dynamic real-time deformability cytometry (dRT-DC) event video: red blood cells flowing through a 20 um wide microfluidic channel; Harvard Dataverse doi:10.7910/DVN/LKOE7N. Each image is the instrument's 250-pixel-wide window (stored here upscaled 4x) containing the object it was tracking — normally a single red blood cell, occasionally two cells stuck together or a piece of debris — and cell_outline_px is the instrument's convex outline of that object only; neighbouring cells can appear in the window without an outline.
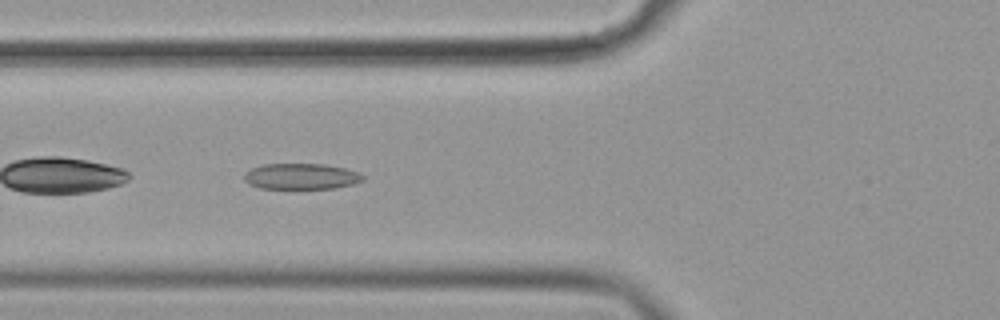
{"species": "common noctule bat (a hibernating species)", "species_latin": "Nyctalus noctula", "temperature_condition": "cold", "stored_images_in_passage": 36, "camera_frame_rate_fps": 3000, "um_per_image_px": 0.085, "animal": {"sex": "female", "body_mass_g": 19.9}, "frame": {"image": 1, "passage_image": 4, "time_ms": 1.0, "image_size_px": [1000, 320], "cell_outline_px": [[364, 180], [352, 184], [332, 188], [260, 188], [248, 184], [244, 180], [244, 172], [252, 168], [264, 164], [324, 164], [344, 168], [360, 172], [364, 176]], "centroid_in_image_um": [25.58, 14.98], "position_along_channel_um": 100.2, "area_um2": 17.86}}
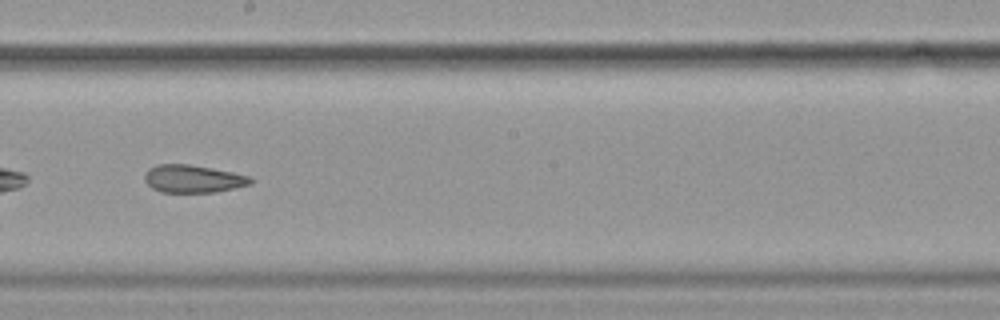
{"frame": {"image": 2, "passage_image": 15, "time_ms": 4.667, "image_size_px": [1000, 320], "cell_outline_px": [[256, 180], [252, 184], [216, 192], [160, 192], [152, 188], [144, 180], [144, 176], [148, 168], [156, 164], [188, 164], [232, 172], [248, 176]], "centroid_in_image_um": [16.4, 15.2], "position_along_channel_um": 231.8, "area_um2": 17.17}}
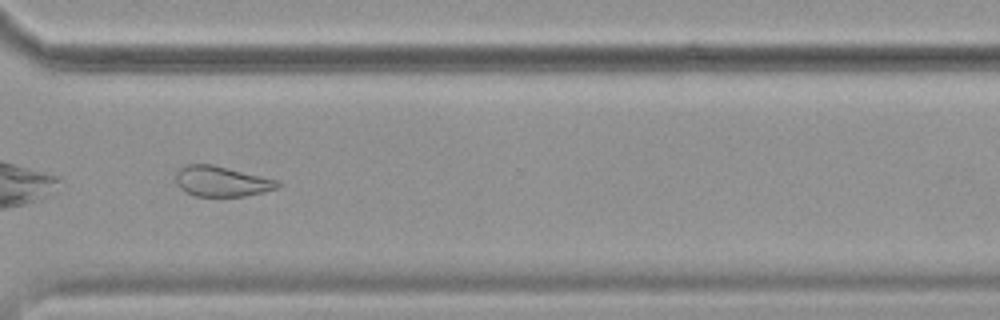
{"frame": {"image": 3, "passage_image": 25, "time_ms": 8.0, "image_size_px": [1000, 320], "cell_outline_px": [[284, 184], [280, 188], [264, 192], [244, 196], [196, 196], [184, 192], [180, 188], [176, 180], [176, 172], [184, 164], [212, 164], [280, 180]], "centroid_in_image_um": [18.89, 15.41], "position_along_channel_um": 351.7, "area_um2": 18.32}, "authors_computed_cell_mechanics": {"area_um2": 17.9469, "velocity_mm_per_s": 3.5873, "shape_relaxation_time_tau1_ms": 10.1499, "shape_relaxation_time_tau2_ms": 4.1944, "deformation_change_tau1": 0.1798, "deformation_change_tau2": 0.1318}}